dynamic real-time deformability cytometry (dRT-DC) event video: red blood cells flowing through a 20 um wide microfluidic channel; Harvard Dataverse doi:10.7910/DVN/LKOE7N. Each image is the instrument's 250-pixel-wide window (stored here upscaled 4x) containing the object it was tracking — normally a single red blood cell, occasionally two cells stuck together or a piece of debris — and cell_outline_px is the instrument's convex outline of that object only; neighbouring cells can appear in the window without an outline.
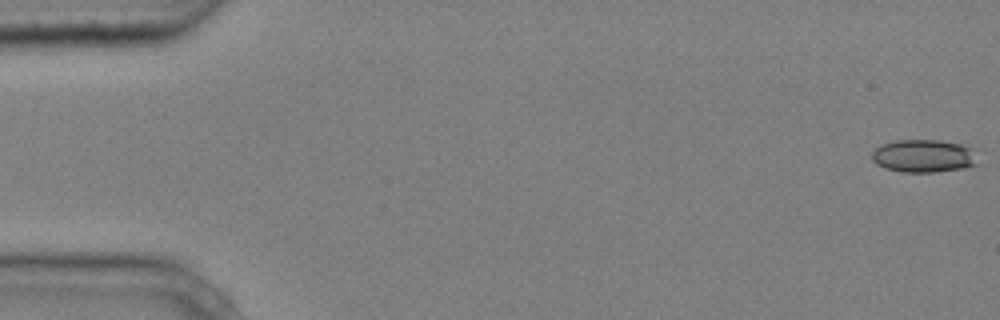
{"species": "common noctule bat (a hibernating species)", "species_latin": "Nyctalus noctula", "temperature_condition": "cold", "stored_images_in_passage": 6, "segment_of_instrument_passage": [1, 2], "camera_frame_rate_fps": 3000, "um_per_image_px": 0.085, "animal": {"sex": "male", "body_mass_g": 20.4}, "frame": {"image": 1, "passage_image": 1, "time_ms": 0.0, "image_size_px": [1000, 320], "cell_outline_px": [[980, 164], [964, 168], [932, 172], [900, 172], [884, 168], [876, 164], [872, 160], [872, 152], [880, 144], [896, 140], [940, 140], [960, 144], [972, 148]], "centroid_in_image_um": [78.51, 13.26], "position_along_channel_um": 6.5, "area_um2": 20.52}}